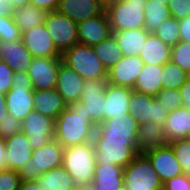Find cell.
Masks as SVG:
<instances>
[{"label": "cell", "mask_w": 190, "mask_h": 190, "mask_svg": "<svg viewBox=\"0 0 190 190\" xmlns=\"http://www.w3.org/2000/svg\"><path fill=\"white\" fill-rule=\"evenodd\" d=\"M96 126L87 115L84 105L70 103L55 120L54 139L64 148L92 141Z\"/></svg>", "instance_id": "cell-1"}, {"label": "cell", "mask_w": 190, "mask_h": 190, "mask_svg": "<svg viewBox=\"0 0 190 190\" xmlns=\"http://www.w3.org/2000/svg\"><path fill=\"white\" fill-rule=\"evenodd\" d=\"M96 164L127 166L138 154L137 140L101 137L96 131L92 139Z\"/></svg>", "instance_id": "cell-2"}, {"label": "cell", "mask_w": 190, "mask_h": 190, "mask_svg": "<svg viewBox=\"0 0 190 190\" xmlns=\"http://www.w3.org/2000/svg\"><path fill=\"white\" fill-rule=\"evenodd\" d=\"M62 166L76 185L92 183L96 166L93 142L64 148Z\"/></svg>", "instance_id": "cell-3"}, {"label": "cell", "mask_w": 190, "mask_h": 190, "mask_svg": "<svg viewBox=\"0 0 190 190\" xmlns=\"http://www.w3.org/2000/svg\"><path fill=\"white\" fill-rule=\"evenodd\" d=\"M62 62L75 70L84 80L107 79L108 71L92 47L74 44L62 54Z\"/></svg>", "instance_id": "cell-4"}, {"label": "cell", "mask_w": 190, "mask_h": 190, "mask_svg": "<svg viewBox=\"0 0 190 190\" xmlns=\"http://www.w3.org/2000/svg\"><path fill=\"white\" fill-rule=\"evenodd\" d=\"M64 147L52 139L47 144L32 151V157L18 171L21 181L38 179L43 173L59 167L63 163Z\"/></svg>", "instance_id": "cell-5"}, {"label": "cell", "mask_w": 190, "mask_h": 190, "mask_svg": "<svg viewBox=\"0 0 190 190\" xmlns=\"http://www.w3.org/2000/svg\"><path fill=\"white\" fill-rule=\"evenodd\" d=\"M123 184V190H163V182L144 153L124 167Z\"/></svg>", "instance_id": "cell-6"}, {"label": "cell", "mask_w": 190, "mask_h": 190, "mask_svg": "<svg viewBox=\"0 0 190 190\" xmlns=\"http://www.w3.org/2000/svg\"><path fill=\"white\" fill-rule=\"evenodd\" d=\"M147 0H123L106 9L112 32L145 28L143 8Z\"/></svg>", "instance_id": "cell-7"}, {"label": "cell", "mask_w": 190, "mask_h": 190, "mask_svg": "<svg viewBox=\"0 0 190 190\" xmlns=\"http://www.w3.org/2000/svg\"><path fill=\"white\" fill-rule=\"evenodd\" d=\"M43 25L61 54L78 43L77 23L58 11L48 12Z\"/></svg>", "instance_id": "cell-8"}, {"label": "cell", "mask_w": 190, "mask_h": 190, "mask_svg": "<svg viewBox=\"0 0 190 190\" xmlns=\"http://www.w3.org/2000/svg\"><path fill=\"white\" fill-rule=\"evenodd\" d=\"M128 108L131 116L137 120L139 125L149 121L163 125L169 113L162 104H159L155 96L135 90L131 92Z\"/></svg>", "instance_id": "cell-9"}, {"label": "cell", "mask_w": 190, "mask_h": 190, "mask_svg": "<svg viewBox=\"0 0 190 190\" xmlns=\"http://www.w3.org/2000/svg\"><path fill=\"white\" fill-rule=\"evenodd\" d=\"M21 132L27 136L32 150H35L54 138L55 120L32 110L21 121Z\"/></svg>", "instance_id": "cell-10"}, {"label": "cell", "mask_w": 190, "mask_h": 190, "mask_svg": "<svg viewBox=\"0 0 190 190\" xmlns=\"http://www.w3.org/2000/svg\"><path fill=\"white\" fill-rule=\"evenodd\" d=\"M106 85L107 79L84 80L82 84L80 102L95 126L104 120Z\"/></svg>", "instance_id": "cell-11"}, {"label": "cell", "mask_w": 190, "mask_h": 190, "mask_svg": "<svg viewBox=\"0 0 190 190\" xmlns=\"http://www.w3.org/2000/svg\"><path fill=\"white\" fill-rule=\"evenodd\" d=\"M62 58H33L27 73L31 79L33 91L52 90L57 86L58 71Z\"/></svg>", "instance_id": "cell-12"}, {"label": "cell", "mask_w": 190, "mask_h": 190, "mask_svg": "<svg viewBox=\"0 0 190 190\" xmlns=\"http://www.w3.org/2000/svg\"><path fill=\"white\" fill-rule=\"evenodd\" d=\"M78 43L93 47L112 35L107 12L77 23Z\"/></svg>", "instance_id": "cell-13"}, {"label": "cell", "mask_w": 190, "mask_h": 190, "mask_svg": "<svg viewBox=\"0 0 190 190\" xmlns=\"http://www.w3.org/2000/svg\"><path fill=\"white\" fill-rule=\"evenodd\" d=\"M22 42L34 58H62L43 24L22 33Z\"/></svg>", "instance_id": "cell-14"}, {"label": "cell", "mask_w": 190, "mask_h": 190, "mask_svg": "<svg viewBox=\"0 0 190 190\" xmlns=\"http://www.w3.org/2000/svg\"><path fill=\"white\" fill-rule=\"evenodd\" d=\"M144 62L139 56H123L109 71L107 83L133 89Z\"/></svg>", "instance_id": "cell-15"}, {"label": "cell", "mask_w": 190, "mask_h": 190, "mask_svg": "<svg viewBox=\"0 0 190 190\" xmlns=\"http://www.w3.org/2000/svg\"><path fill=\"white\" fill-rule=\"evenodd\" d=\"M152 163L161 181H166L183 174V169L176 160L175 153L171 146L158 147L144 153Z\"/></svg>", "instance_id": "cell-16"}, {"label": "cell", "mask_w": 190, "mask_h": 190, "mask_svg": "<svg viewBox=\"0 0 190 190\" xmlns=\"http://www.w3.org/2000/svg\"><path fill=\"white\" fill-rule=\"evenodd\" d=\"M139 124L130 113L125 114L123 120L111 118L103 120L96 126L95 131L101 137L137 140Z\"/></svg>", "instance_id": "cell-17"}, {"label": "cell", "mask_w": 190, "mask_h": 190, "mask_svg": "<svg viewBox=\"0 0 190 190\" xmlns=\"http://www.w3.org/2000/svg\"><path fill=\"white\" fill-rule=\"evenodd\" d=\"M5 150L7 169L17 172L31 159L33 151L23 132L5 139Z\"/></svg>", "instance_id": "cell-18"}, {"label": "cell", "mask_w": 190, "mask_h": 190, "mask_svg": "<svg viewBox=\"0 0 190 190\" xmlns=\"http://www.w3.org/2000/svg\"><path fill=\"white\" fill-rule=\"evenodd\" d=\"M57 11L75 23L103 14L100 0H60Z\"/></svg>", "instance_id": "cell-19"}, {"label": "cell", "mask_w": 190, "mask_h": 190, "mask_svg": "<svg viewBox=\"0 0 190 190\" xmlns=\"http://www.w3.org/2000/svg\"><path fill=\"white\" fill-rule=\"evenodd\" d=\"M133 89L107 83L105 90L104 120L111 118L122 119L130 113L128 104Z\"/></svg>", "instance_id": "cell-20"}, {"label": "cell", "mask_w": 190, "mask_h": 190, "mask_svg": "<svg viewBox=\"0 0 190 190\" xmlns=\"http://www.w3.org/2000/svg\"><path fill=\"white\" fill-rule=\"evenodd\" d=\"M33 58L22 40L0 41V60L11 67L14 72H27Z\"/></svg>", "instance_id": "cell-21"}, {"label": "cell", "mask_w": 190, "mask_h": 190, "mask_svg": "<svg viewBox=\"0 0 190 190\" xmlns=\"http://www.w3.org/2000/svg\"><path fill=\"white\" fill-rule=\"evenodd\" d=\"M83 82L84 79L75 70L60 63L56 90L67 105L80 101Z\"/></svg>", "instance_id": "cell-22"}, {"label": "cell", "mask_w": 190, "mask_h": 190, "mask_svg": "<svg viewBox=\"0 0 190 190\" xmlns=\"http://www.w3.org/2000/svg\"><path fill=\"white\" fill-rule=\"evenodd\" d=\"M163 128L168 142L190 138V107L169 112Z\"/></svg>", "instance_id": "cell-23"}, {"label": "cell", "mask_w": 190, "mask_h": 190, "mask_svg": "<svg viewBox=\"0 0 190 190\" xmlns=\"http://www.w3.org/2000/svg\"><path fill=\"white\" fill-rule=\"evenodd\" d=\"M33 94V89L12 87L5 94L8 114L22 121L33 110Z\"/></svg>", "instance_id": "cell-24"}, {"label": "cell", "mask_w": 190, "mask_h": 190, "mask_svg": "<svg viewBox=\"0 0 190 190\" xmlns=\"http://www.w3.org/2000/svg\"><path fill=\"white\" fill-rule=\"evenodd\" d=\"M61 94L56 90L34 91L33 110L56 120L57 116L67 107Z\"/></svg>", "instance_id": "cell-25"}, {"label": "cell", "mask_w": 190, "mask_h": 190, "mask_svg": "<svg viewBox=\"0 0 190 190\" xmlns=\"http://www.w3.org/2000/svg\"><path fill=\"white\" fill-rule=\"evenodd\" d=\"M124 168L114 164H96L92 183L96 190H123Z\"/></svg>", "instance_id": "cell-26"}, {"label": "cell", "mask_w": 190, "mask_h": 190, "mask_svg": "<svg viewBox=\"0 0 190 190\" xmlns=\"http://www.w3.org/2000/svg\"><path fill=\"white\" fill-rule=\"evenodd\" d=\"M168 144L163 125H157L152 121L139 125L137 135V149L139 153H145Z\"/></svg>", "instance_id": "cell-27"}, {"label": "cell", "mask_w": 190, "mask_h": 190, "mask_svg": "<svg viewBox=\"0 0 190 190\" xmlns=\"http://www.w3.org/2000/svg\"><path fill=\"white\" fill-rule=\"evenodd\" d=\"M149 34L145 28L112 32L123 55L131 57L139 56Z\"/></svg>", "instance_id": "cell-28"}, {"label": "cell", "mask_w": 190, "mask_h": 190, "mask_svg": "<svg viewBox=\"0 0 190 190\" xmlns=\"http://www.w3.org/2000/svg\"><path fill=\"white\" fill-rule=\"evenodd\" d=\"M163 68L164 65L144 64L133 90L156 96L162 90Z\"/></svg>", "instance_id": "cell-29"}, {"label": "cell", "mask_w": 190, "mask_h": 190, "mask_svg": "<svg viewBox=\"0 0 190 190\" xmlns=\"http://www.w3.org/2000/svg\"><path fill=\"white\" fill-rule=\"evenodd\" d=\"M170 56L171 48L152 33L148 35L139 54L144 64L150 65H164L170 61Z\"/></svg>", "instance_id": "cell-30"}, {"label": "cell", "mask_w": 190, "mask_h": 190, "mask_svg": "<svg viewBox=\"0 0 190 190\" xmlns=\"http://www.w3.org/2000/svg\"><path fill=\"white\" fill-rule=\"evenodd\" d=\"M36 181L43 190H74L76 186L73 177L62 165L43 173Z\"/></svg>", "instance_id": "cell-31"}, {"label": "cell", "mask_w": 190, "mask_h": 190, "mask_svg": "<svg viewBox=\"0 0 190 190\" xmlns=\"http://www.w3.org/2000/svg\"><path fill=\"white\" fill-rule=\"evenodd\" d=\"M48 12L35 7L24 5L13 10V19L21 33L31 30L35 26L44 24Z\"/></svg>", "instance_id": "cell-32"}, {"label": "cell", "mask_w": 190, "mask_h": 190, "mask_svg": "<svg viewBox=\"0 0 190 190\" xmlns=\"http://www.w3.org/2000/svg\"><path fill=\"white\" fill-rule=\"evenodd\" d=\"M169 0H147L143 8L145 15V30L154 34L157 28L171 17L167 6Z\"/></svg>", "instance_id": "cell-33"}, {"label": "cell", "mask_w": 190, "mask_h": 190, "mask_svg": "<svg viewBox=\"0 0 190 190\" xmlns=\"http://www.w3.org/2000/svg\"><path fill=\"white\" fill-rule=\"evenodd\" d=\"M92 48L107 71L117 64L124 56L113 35L99 44L94 45Z\"/></svg>", "instance_id": "cell-34"}, {"label": "cell", "mask_w": 190, "mask_h": 190, "mask_svg": "<svg viewBox=\"0 0 190 190\" xmlns=\"http://www.w3.org/2000/svg\"><path fill=\"white\" fill-rule=\"evenodd\" d=\"M186 82V72L172 61L164 64L162 73V89H179Z\"/></svg>", "instance_id": "cell-35"}, {"label": "cell", "mask_w": 190, "mask_h": 190, "mask_svg": "<svg viewBox=\"0 0 190 190\" xmlns=\"http://www.w3.org/2000/svg\"><path fill=\"white\" fill-rule=\"evenodd\" d=\"M179 22L174 17L166 19L155 31L156 35L163 43L170 48L180 41Z\"/></svg>", "instance_id": "cell-36"}, {"label": "cell", "mask_w": 190, "mask_h": 190, "mask_svg": "<svg viewBox=\"0 0 190 190\" xmlns=\"http://www.w3.org/2000/svg\"><path fill=\"white\" fill-rule=\"evenodd\" d=\"M176 160L183 169V174L190 175V138H184L169 142Z\"/></svg>", "instance_id": "cell-37"}, {"label": "cell", "mask_w": 190, "mask_h": 190, "mask_svg": "<svg viewBox=\"0 0 190 190\" xmlns=\"http://www.w3.org/2000/svg\"><path fill=\"white\" fill-rule=\"evenodd\" d=\"M170 61L178 65L185 72L190 70V43L179 41L171 48Z\"/></svg>", "instance_id": "cell-38"}, {"label": "cell", "mask_w": 190, "mask_h": 190, "mask_svg": "<svg viewBox=\"0 0 190 190\" xmlns=\"http://www.w3.org/2000/svg\"><path fill=\"white\" fill-rule=\"evenodd\" d=\"M22 40V33L14 22L13 16L0 15V41Z\"/></svg>", "instance_id": "cell-39"}, {"label": "cell", "mask_w": 190, "mask_h": 190, "mask_svg": "<svg viewBox=\"0 0 190 190\" xmlns=\"http://www.w3.org/2000/svg\"><path fill=\"white\" fill-rule=\"evenodd\" d=\"M156 100L159 104H162L168 112L176 110L179 107H182V97L179 92V89L168 90L162 89L156 96Z\"/></svg>", "instance_id": "cell-40"}, {"label": "cell", "mask_w": 190, "mask_h": 190, "mask_svg": "<svg viewBox=\"0 0 190 190\" xmlns=\"http://www.w3.org/2000/svg\"><path fill=\"white\" fill-rule=\"evenodd\" d=\"M21 132V121L13 115H6L0 120V137L10 138L16 133Z\"/></svg>", "instance_id": "cell-41"}, {"label": "cell", "mask_w": 190, "mask_h": 190, "mask_svg": "<svg viewBox=\"0 0 190 190\" xmlns=\"http://www.w3.org/2000/svg\"><path fill=\"white\" fill-rule=\"evenodd\" d=\"M21 177L11 169L0 170V190H19Z\"/></svg>", "instance_id": "cell-42"}, {"label": "cell", "mask_w": 190, "mask_h": 190, "mask_svg": "<svg viewBox=\"0 0 190 190\" xmlns=\"http://www.w3.org/2000/svg\"><path fill=\"white\" fill-rule=\"evenodd\" d=\"M167 6L170 15L176 20L190 16V0H169Z\"/></svg>", "instance_id": "cell-43"}, {"label": "cell", "mask_w": 190, "mask_h": 190, "mask_svg": "<svg viewBox=\"0 0 190 190\" xmlns=\"http://www.w3.org/2000/svg\"><path fill=\"white\" fill-rule=\"evenodd\" d=\"M14 70L4 61L0 60V91L6 94L13 84Z\"/></svg>", "instance_id": "cell-44"}, {"label": "cell", "mask_w": 190, "mask_h": 190, "mask_svg": "<svg viewBox=\"0 0 190 190\" xmlns=\"http://www.w3.org/2000/svg\"><path fill=\"white\" fill-rule=\"evenodd\" d=\"M163 190H190V175L180 174L166 181Z\"/></svg>", "instance_id": "cell-45"}, {"label": "cell", "mask_w": 190, "mask_h": 190, "mask_svg": "<svg viewBox=\"0 0 190 190\" xmlns=\"http://www.w3.org/2000/svg\"><path fill=\"white\" fill-rule=\"evenodd\" d=\"M12 87H26V89H33L31 79L27 72H14Z\"/></svg>", "instance_id": "cell-46"}, {"label": "cell", "mask_w": 190, "mask_h": 190, "mask_svg": "<svg viewBox=\"0 0 190 190\" xmlns=\"http://www.w3.org/2000/svg\"><path fill=\"white\" fill-rule=\"evenodd\" d=\"M60 0H30V4L46 12L57 11Z\"/></svg>", "instance_id": "cell-47"}, {"label": "cell", "mask_w": 190, "mask_h": 190, "mask_svg": "<svg viewBox=\"0 0 190 190\" xmlns=\"http://www.w3.org/2000/svg\"><path fill=\"white\" fill-rule=\"evenodd\" d=\"M178 22L180 30V41L190 43V16L178 20Z\"/></svg>", "instance_id": "cell-48"}, {"label": "cell", "mask_w": 190, "mask_h": 190, "mask_svg": "<svg viewBox=\"0 0 190 190\" xmlns=\"http://www.w3.org/2000/svg\"><path fill=\"white\" fill-rule=\"evenodd\" d=\"M182 97V106L185 108L190 107V81H187L179 88Z\"/></svg>", "instance_id": "cell-49"}, {"label": "cell", "mask_w": 190, "mask_h": 190, "mask_svg": "<svg viewBox=\"0 0 190 190\" xmlns=\"http://www.w3.org/2000/svg\"><path fill=\"white\" fill-rule=\"evenodd\" d=\"M19 190H43L36 180L21 181Z\"/></svg>", "instance_id": "cell-50"}, {"label": "cell", "mask_w": 190, "mask_h": 190, "mask_svg": "<svg viewBox=\"0 0 190 190\" xmlns=\"http://www.w3.org/2000/svg\"><path fill=\"white\" fill-rule=\"evenodd\" d=\"M4 169H7L5 139L0 137V170H4Z\"/></svg>", "instance_id": "cell-51"}, {"label": "cell", "mask_w": 190, "mask_h": 190, "mask_svg": "<svg viewBox=\"0 0 190 190\" xmlns=\"http://www.w3.org/2000/svg\"><path fill=\"white\" fill-rule=\"evenodd\" d=\"M12 6L4 0V4H0V15L2 16H12L13 14Z\"/></svg>", "instance_id": "cell-52"}, {"label": "cell", "mask_w": 190, "mask_h": 190, "mask_svg": "<svg viewBox=\"0 0 190 190\" xmlns=\"http://www.w3.org/2000/svg\"><path fill=\"white\" fill-rule=\"evenodd\" d=\"M8 115L5 94L0 91V120Z\"/></svg>", "instance_id": "cell-53"}, {"label": "cell", "mask_w": 190, "mask_h": 190, "mask_svg": "<svg viewBox=\"0 0 190 190\" xmlns=\"http://www.w3.org/2000/svg\"><path fill=\"white\" fill-rule=\"evenodd\" d=\"M6 1L12 6L13 9L30 4V0H6Z\"/></svg>", "instance_id": "cell-54"}, {"label": "cell", "mask_w": 190, "mask_h": 190, "mask_svg": "<svg viewBox=\"0 0 190 190\" xmlns=\"http://www.w3.org/2000/svg\"><path fill=\"white\" fill-rule=\"evenodd\" d=\"M122 1L123 0H100L101 4L105 10L108 9L110 6L118 4Z\"/></svg>", "instance_id": "cell-55"}, {"label": "cell", "mask_w": 190, "mask_h": 190, "mask_svg": "<svg viewBox=\"0 0 190 190\" xmlns=\"http://www.w3.org/2000/svg\"><path fill=\"white\" fill-rule=\"evenodd\" d=\"M74 190H96V188L93 183H88L76 185Z\"/></svg>", "instance_id": "cell-56"}, {"label": "cell", "mask_w": 190, "mask_h": 190, "mask_svg": "<svg viewBox=\"0 0 190 190\" xmlns=\"http://www.w3.org/2000/svg\"><path fill=\"white\" fill-rule=\"evenodd\" d=\"M186 80L190 81V70L186 72Z\"/></svg>", "instance_id": "cell-57"}, {"label": "cell", "mask_w": 190, "mask_h": 190, "mask_svg": "<svg viewBox=\"0 0 190 190\" xmlns=\"http://www.w3.org/2000/svg\"><path fill=\"white\" fill-rule=\"evenodd\" d=\"M0 4H4V0H0Z\"/></svg>", "instance_id": "cell-58"}]
</instances>
